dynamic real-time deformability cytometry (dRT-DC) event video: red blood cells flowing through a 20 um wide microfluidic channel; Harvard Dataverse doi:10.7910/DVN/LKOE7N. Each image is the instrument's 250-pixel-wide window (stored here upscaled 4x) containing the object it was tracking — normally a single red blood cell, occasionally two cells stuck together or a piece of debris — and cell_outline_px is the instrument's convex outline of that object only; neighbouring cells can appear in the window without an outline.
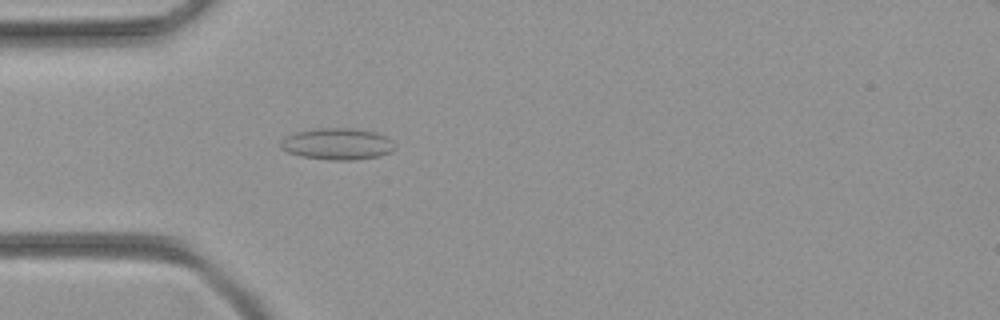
{"species": "common noctule bat (a hibernating species)", "species_latin": "Nyctalus noctula", "temperature_condition": "room temperature", "stored_images_in_passage": 40, "camera_frame_rate_fps": 3000, "um_per_image_px": 0.085, "animal": {"sex": "female", "body_mass_g": 21.9}, "frame": {"image": 1, "passage_image": 5, "time_ms": 1.333, "image_size_px": [1000, 320], "cell_outline_px": [[396, 148], [392, 152], [380, 156], [352, 160], [332, 160], [300, 156], [288, 152], [280, 148], [280, 140], [296, 132], [316, 128], [352, 128], [376, 132], [392, 140]], "centroid_in_image_um": [28.69, 12.24], "position_along_channel_um": 56.3, "area_um2": 21.1}}
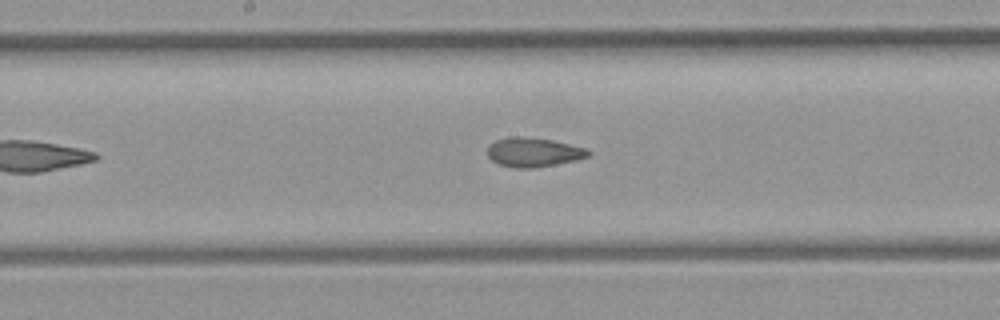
{"frame": {"image": 2, "passage_image": 16, "time_ms": 5.0, "image_size_px": [1000, 320], "cell_outline_px": [[592, 156], [576, 160], [556, 164], [532, 168], [516, 168], [500, 164], [492, 160], [488, 156], [488, 148], [496, 140], [508, 136], [524, 136], [552, 140], [588, 148], [592, 152]], "centroid_in_image_um": [45.41, 12.93], "position_along_channel_um": 202.8, "area_um2": 17.28}}
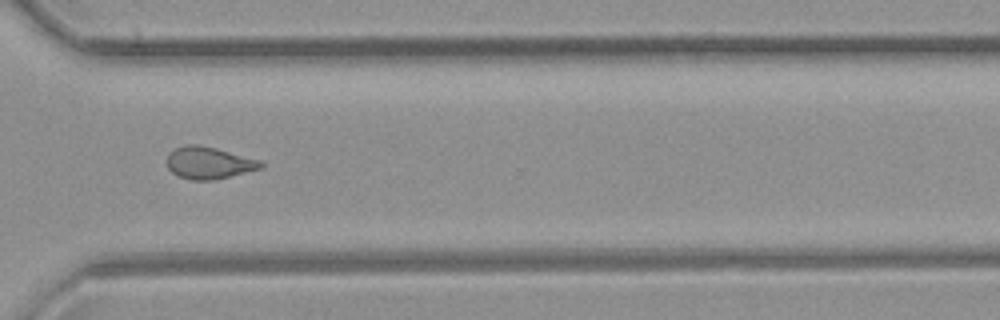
{"frame": {"image": 3, "passage_image": 27, "time_ms": 8.667, "image_size_px": [1000, 320], "cell_outline_px": [[264, 168], [212, 180], [192, 180], [180, 176], [172, 172], [168, 168], [168, 152], [184, 144], [196, 144], [216, 148], [264, 160]], "centroid_in_image_um": [17.81, 13.83], "position_along_channel_um": 352.8, "area_um2": 17.69}}